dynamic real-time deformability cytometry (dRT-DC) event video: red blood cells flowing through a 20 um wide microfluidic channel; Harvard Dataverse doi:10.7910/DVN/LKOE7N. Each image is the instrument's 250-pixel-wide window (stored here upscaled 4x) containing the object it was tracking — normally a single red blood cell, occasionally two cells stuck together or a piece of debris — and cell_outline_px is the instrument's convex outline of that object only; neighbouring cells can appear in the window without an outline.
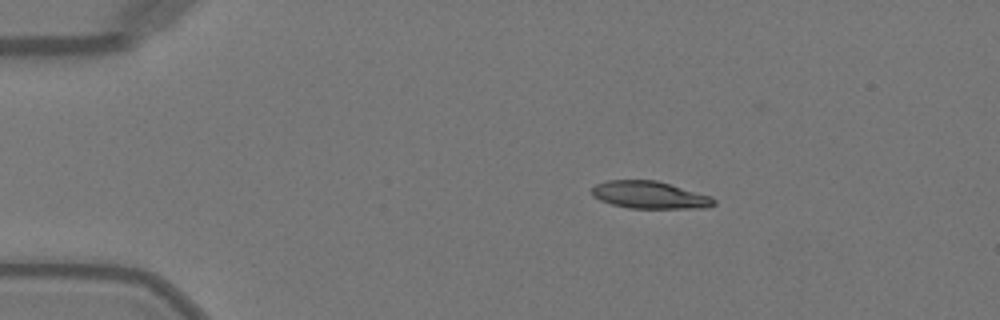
{"species": "Egyptian fruit bat (a non-hibernating species)", "species_latin": "Rousettus aegyptiacus", "temperature_condition": "warm", "stored_images_in_passage": 42, "camera_frame_rate_fps": 3000, "um_per_image_px": 0.085, "animal": {"sex": "female"}, "frame": {"image": 1, "passage_image": 1, "time_ms": 0.0, "image_size_px": [1000, 320], "cell_outline_px": [[716, 204], [708, 208], [628, 208], [612, 204], [600, 200], [592, 196], [592, 188], [596, 184], [608, 180], [656, 180], [712, 196], [716, 200]], "centroid_in_image_um": [55.25, 16.57], "position_along_channel_um": 29.8, "area_um2": 19.54}}
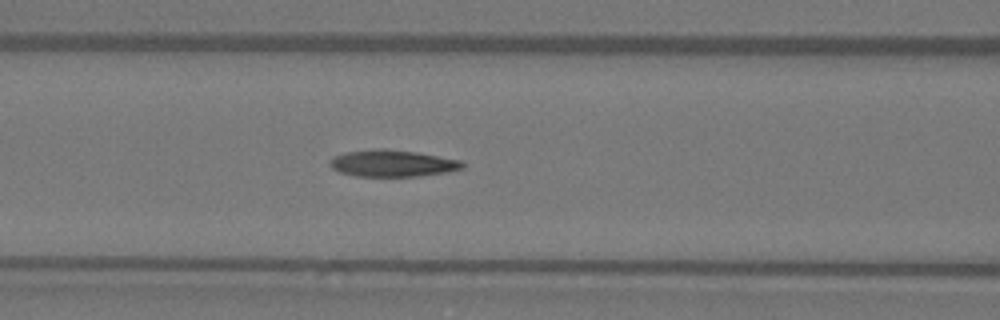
{"frame": {"image": 2, "passage_image": 13, "time_ms": 4.0, "image_size_px": [1000, 320], "cell_outline_px": [[464, 168], [448, 172], [420, 176], [356, 176], [340, 172], [332, 168], [328, 164], [332, 156], [348, 152], [376, 148], [384, 148], [416, 152], [464, 160]], "centroid_in_image_um": [33.39, 13.88], "position_along_channel_um": 133.2, "area_um2": 20.87}}
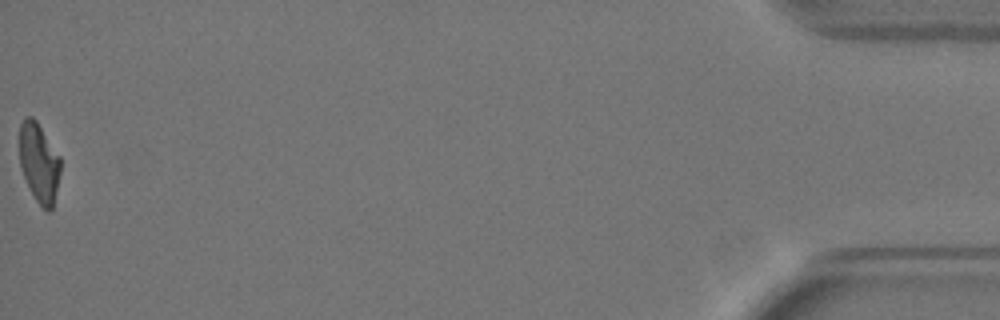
{"frame": {"image": 3, "passage_image": 42, "time_ms": 13.667, "image_size_px": [1000, 320], "cell_outline_px": [[60, 172], [52, 212], [48, 212], [36, 200], [24, 176], [20, 164], [20, 124], [24, 116], [32, 116], [36, 120], [60, 156]], "centroid_in_image_um": [3.33, 13.81], "position_along_channel_um": 431.9, "area_um2": 18.79}, "authors_computed_cell_mechanics": {"area_um2": 20.519, "velocity_mm_per_s": 4.0797, "shape_relaxation_time_tau1_ms": null, "shape_relaxation_time_tau2_ms": 2.537, "deformation_change_tau1": null, "deformation_change_tau2": 0.0931}}